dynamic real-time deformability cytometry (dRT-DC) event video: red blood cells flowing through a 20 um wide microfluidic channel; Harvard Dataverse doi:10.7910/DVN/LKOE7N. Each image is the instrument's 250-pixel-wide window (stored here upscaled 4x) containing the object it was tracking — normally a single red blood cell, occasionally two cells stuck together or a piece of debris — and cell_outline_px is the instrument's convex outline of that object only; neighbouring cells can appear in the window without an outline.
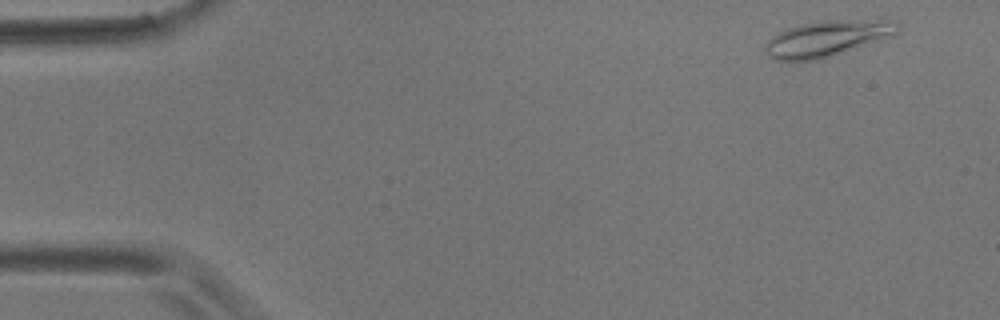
{"species": "common noctule bat (a hibernating species)", "species_latin": "Nyctalus noctula", "temperature_condition": "room temperature", "stored_images_in_passage": 7, "camera_frame_rate_fps": 3000, "um_per_image_px": 0.085, "animal": {"sex": "male", "body_mass_g": 17.9}, "frame": {"image": 1, "passage_image": 1, "time_ms": 0.0, "image_size_px": [1000, 320], "cell_outline_px": [[900, 32], [816, 60], [776, 60], [768, 56], [764, 48], [764, 44], [776, 32], [800, 24], [824, 20], [896, 20], [900, 24]], "centroid_in_image_um": [70.25, 3.24], "position_along_channel_um": 14.8, "area_um2": 27.11}}
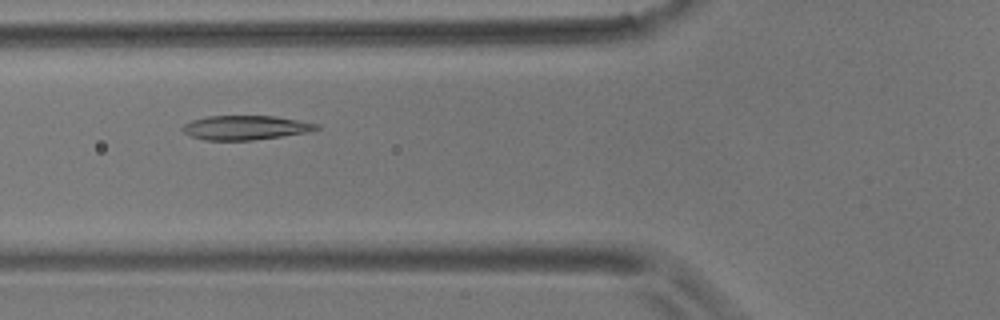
{"frame": {"image": 2, "passage_image": 6, "time_ms": 5.667, "image_size_px": [1000, 320], "cell_outline_px": [[320, 128], [308, 132], [252, 140], [204, 140], [192, 136], [184, 132], [180, 128], [184, 124], [192, 120], [208, 116], [276, 116], [320, 124]], "centroid_in_image_um": [20.86, 10.84], "position_along_channel_um": 104.9, "area_um2": 18.84}}
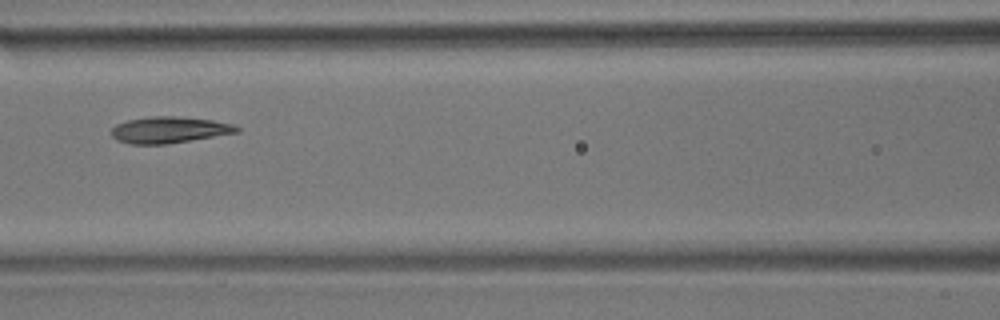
{"frame": {"image": 3, "passage_image": 7, "time_ms": 7.0, "image_size_px": [1000, 320], "cell_outline_px": [[240, 132], [168, 144], [128, 144], [116, 140], [112, 136], [112, 128], [116, 124], [128, 120], [152, 116], [176, 116], [212, 120], [236, 124], [240, 128]], "centroid_in_image_um": [14.41, 11.04], "position_along_channel_um": 152.2, "area_um2": 19.42}}